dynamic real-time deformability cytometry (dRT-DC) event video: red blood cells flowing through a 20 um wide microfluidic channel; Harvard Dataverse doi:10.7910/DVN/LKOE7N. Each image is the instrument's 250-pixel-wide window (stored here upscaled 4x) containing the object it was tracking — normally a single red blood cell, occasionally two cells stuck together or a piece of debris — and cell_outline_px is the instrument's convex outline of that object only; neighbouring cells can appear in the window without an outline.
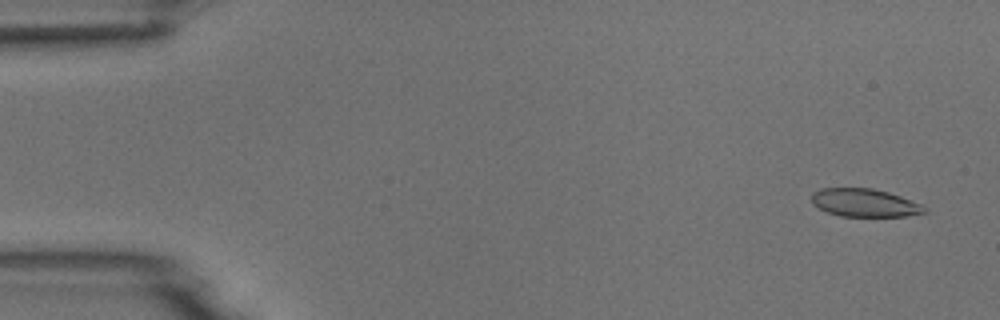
{"species": "common noctule bat (a hibernating species)", "species_latin": "Nyctalus noctula", "temperature_condition": "room temperature", "stored_images_in_passage": 5, "camera_frame_rate_fps": 3000, "um_per_image_px": 0.085, "animal": {"sex": "male", "body_mass_g": 18.8}, "frame": {"image": 1, "passage_image": 1, "time_ms": 0.0, "image_size_px": [1000, 320], "cell_outline_px": [[928, 212], [904, 216], [840, 216], [828, 212], [812, 204], [812, 192], [820, 188], [872, 188], [888, 192], [900, 196], [920, 204], [928, 208]], "centroid_in_image_um": [73.49, 17.23], "position_along_channel_um": 11.5, "area_um2": 18.38}}
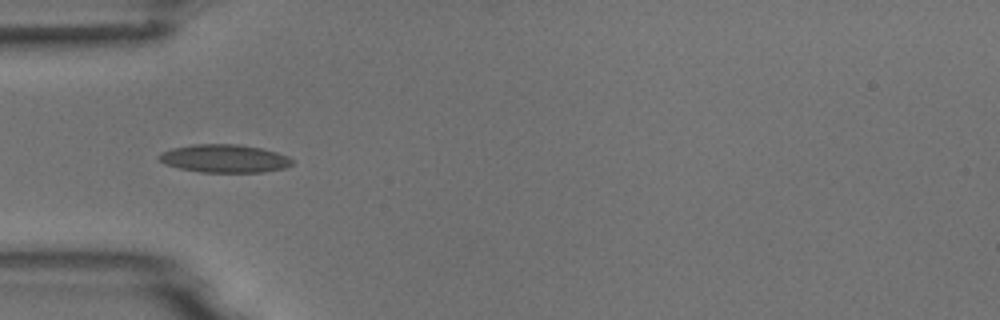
{"frame": {"image": 2, "passage_image": 5, "time_ms": 4.667, "image_size_px": [1000, 320], "cell_outline_px": [[292, 164], [284, 168], [264, 172], [200, 172], [180, 168], [164, 164], [156, 156], [160, 152], [172, 148], [192, 144], [236, 144], [260, 148], [276, 152], [288, 156], [292, 160]], "centroid_in_image_um": [19.04, 13.47], "position_along_channel_um": 66.0, "area_um2": 21.79}}